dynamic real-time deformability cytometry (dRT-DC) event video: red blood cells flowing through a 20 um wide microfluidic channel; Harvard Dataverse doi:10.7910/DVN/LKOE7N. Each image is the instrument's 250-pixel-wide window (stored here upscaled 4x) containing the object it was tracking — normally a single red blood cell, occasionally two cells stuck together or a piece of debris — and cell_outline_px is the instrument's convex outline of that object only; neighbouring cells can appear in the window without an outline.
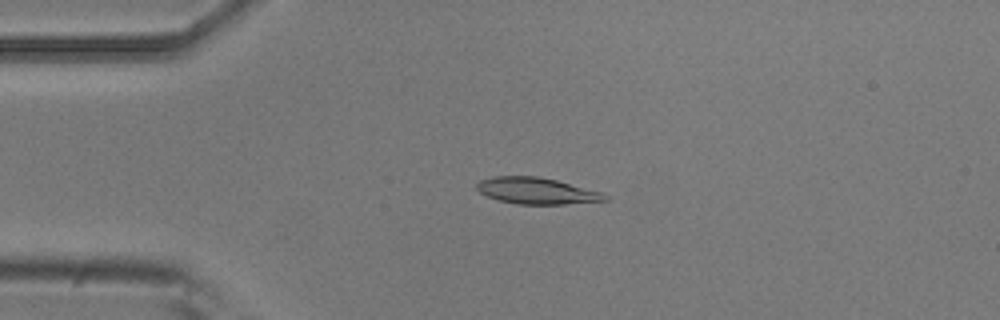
{"species": "common noctule bat (a hibernating species)", "species_latin": "Nyctalus noctula", "temperature_condition": "room temperature", "stored_images_in_passage": 7, "camera_frame_rate_fps": 3000, "um_per_image_px": 0.085, "animal": {"sex": "male", "body_mass_g": 20.5, "forearm_length_mm": 52.5}, "frame": {"image": 1, "passage_image": 3, "time_ms": 0.667, "image_size_px": [1000, 320], "cell_outline_px": [[608, 200], [564, 204], [516, 204], [500, 200], [488, 196], [480, 192], [476, 188], [476, 184], [480, 180], [492, 176], [536, 176], [556, 180], [604, 192], [608, 196]], "centroid_in_image_um": [45.63, 16.21], "position_along_channel_um": 39.4, "area_um2": 19.71}}
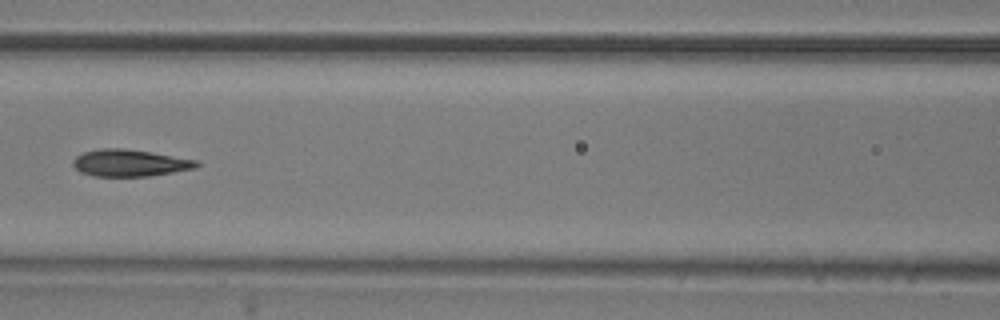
{"frame": {"image": 2, "passage_image": 6, "time_ms": 1.667, "image_size_px": [1000, 320], "cell_outline_px": [[200, 164], [196, 168], [148, 176], [96, 176], [80, 172], [72, 164], [72, 160], [76, 156], [84, 152], [100, 148], [120, 148], [148, 152], [200, 160]], "centroid_in_image_um": [11.03, 13.85], "position_along_channel_um": 155.6, "area_um2": 19.25}}
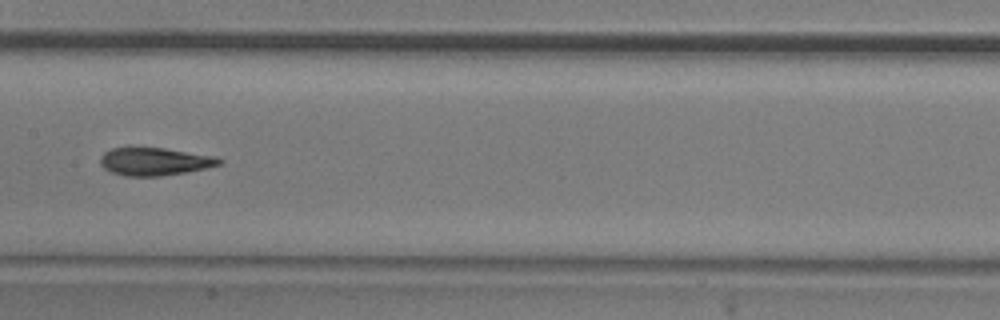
{"frame": {"image": 3, "passage_image": 7, "time_ms": 2.0, "image_size_px": [1000, 320], "cell_outline_px": [[224, 160], [220, 164], [204, 168], [184, 172], [160, 176], [124, 176], [112, 172], [104, 168], [100, 164], [100, 160], [104, 152], [112, 148], [164, 148], [216, 156]], "centroid_in_image_um": [13.14, 13.73], "position_along_channel_um": 194.3, "area_um2": 19.07}}